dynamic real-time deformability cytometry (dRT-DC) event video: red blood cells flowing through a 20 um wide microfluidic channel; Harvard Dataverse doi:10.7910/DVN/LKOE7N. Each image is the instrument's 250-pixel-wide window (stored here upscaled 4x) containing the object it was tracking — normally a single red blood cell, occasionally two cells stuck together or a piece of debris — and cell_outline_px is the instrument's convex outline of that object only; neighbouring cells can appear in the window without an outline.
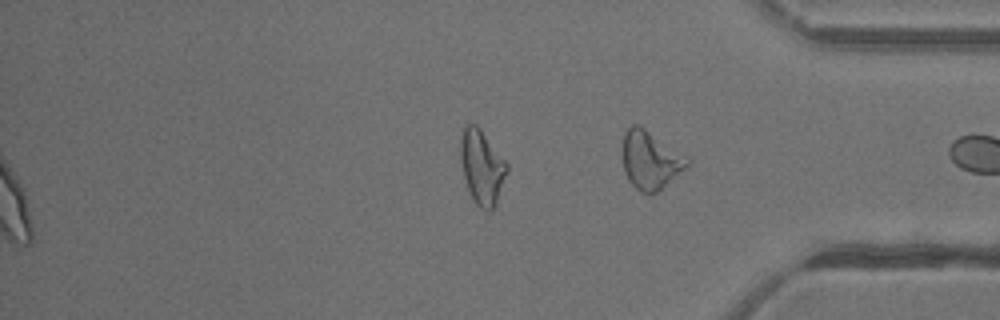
{"species": "common noctule bat (a hibernating species)", "species_latin": "Nyctalus noctula", "temperature_condition": "warm", "stored_images_in_passage": 47, "segment_of_instrument_passage": [2, 2], "camera_frame_rate_fps": 3000, "um_per_image_px": 0.085, "animal": {"sex": "female"}, "frame": {"image": 1, "passage_image": 47, "time_ms": 15.333, "image_size_px": [1000, 320], "cell_outline_px": [[692, 160], [660, 192], [640, 192], [628, 180], [624, 172], [624, 132], [632, 124], [636, 124], [644, 128], [688, 156]], "centroid_in_image_um": [55.31, 13.61], "position_along_channel_um": 379.9, "area_um2": 21.68}}